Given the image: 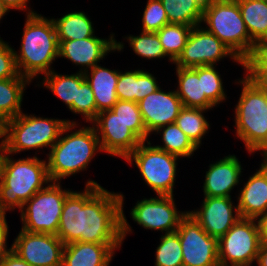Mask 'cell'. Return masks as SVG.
<instances>
[{
    "label": "cell",
    "mask_w": 267,
    "mask_h": 266,
    "mask_svg": "<svg viewBox=\"0 0 267 266\" xmlns=\"http://www.w3.org/2000/svg\"><path fill=\"white\" fill-rule=\"evenodd\" d=\"M4 152L0 166V213L21 209L36 192L51 182L47 161L37 156L11 158Z\"/></svg>",
    "instance_id": "3957f363"
},
{
    "label": "cell",
    "mask_w": 267,
    "mask_h": 266,
    "mask_svg": "<svg viewBox=\"0 0 267 266\" xmlns=\"http://www.w3.org/2000/svg\"><path fill=\"white\" fill-rule=\"evenodd\" d=\"M8 12H10V9L2 2V0H0V21Z\"/></svg>",
    "instance_id": "bcb514c9"
},
{
    "label": "cell",
    "mask_w": 267,
    "mask_h": 266,
    "mask_svg": "<svg viewBox=\"0 0 267 266\" xmlns=\"http://www.w3.org/2000/svg\"><path fill=\"white\" fill-rule=\"evenodd\" d=\"M242 67L250 80L258 82L267 74V39L254 43L250 55L242 62Z\"/></svg>",
    "instance_id": "d590c367"
},
{
    "label": "cell",
    "mask_w": 267,
    "mask_h": 266,
    "mask_svg": "<svg viewBox=\"0 0 267 266\" xmlns=\"http://www.w3.org/2000/svg\"><path fill=\"white\" fill-rule=\"evenodd\" d=\"M67 124H77V122L37 117L35 114L28 115L22 112L3 124L2 137L5 152L17 155L21 151L31 149L36 151L43 148L51 149Z\"/></svg>",
    "instance_id": "8992f818"
},
{
    "label": "cell",
    "mask_w": 267,
    "mask_h": 266,
    "mask_svg": "<svg viewBox=\"0 0 267 266\" xmlns=\"http://www.w3.org/2000/svg\"><path fill=\"white\" fill-rule=\"evenodd\" d=\"M256 264H258V266H267V246L261 245Z\"/></svg>",
    "instance_id": "f6af8a7d"
},
{
    "label": "cell",
    "mask_w": 267,
    "mask_h": 266,
    "mask_svg": "<svg viewBox=\"0 0 267 266\" xmlns=\"http://www.w3.org/2000/svg\"><path fill=\"white\" fill-rule=\"evenodd\" d=\"M242 91L235 106V136L248 153L260 152L267 145V93L246 75L238 79Z\"/></svg>",
    "instance_id": "5b68a950"
},
{
    "label": "cell",
    "mask_w": 267,
    "mask_h": 266,
    "mask_svg": "<svg viewBox=\"0 0 267 266\" xmlns=\"http://www.w3.org/2000/svg\"><path fill=\"white\" fill-rule=\"evenodd\" d=\"M261 245L267 246V212L260 215L257 219Z\"/></svg>",
    "instance_id": "ee69618b"
},
{
    "label": "cell",
    "mask_w": 267,
    "mask_h": 266,
    "mask_svg": "<svg viewBox=\"0 0 267 266\" xmlns=\"http://www.w3.org/2000/svg\"><path fill=\"white\" fill-rule=\"evenodd\" d=\"M242 18L249 33L250 39L255 43L267 39V1L263 0H236Z\"/></svg>",
    "instance_id": "83f0119b"
},
{
    "label": "cell",
    "mask_w": 267,
    "mask_h": 266,
    "mask_svg": "<svg viewBox=\"0 0 267 266\" xmlns=\"http://www.w3.org/2000/svg\"><path fill=\"white\" fill-rule=\"evenodd\" d=\"M73 114L83 116V121L92 123L97 117V107L90 84L85 80L79 88H77V102L68 108Z\"/></svg>",
    "instance_id": "74e56055"
},
{
    "label": "cell",
    "mask_w": 267,
    "mask_h": 266,
    "mask_svg": "<svg viewBox=\"0 0 267 266\" xmlns=\"http://www.w3.org/2000/svg\"><path fill=\"white\" fill-rule=\"evenodd\" d=\"M232 202L231 197L204 196L200 209L188 214L208 235L219 239L241 218L238 205Z\"/></svg>",
    "instance_id": "e0dca14e"
},
{
    "label": "cell",
    "mask_w": 267,
    "mask_h": 266,
    "mask_svg": "<svg viewBox=\"0 0 267 266\" xmlns=\"http://www.w3.org/2000/svg\"><path fill=\"white\" fill-rule=\"evenodd\" d=\"M169 23L197 26L201 24L207 0H160Z\"/></svg>",
    "instance_id": "f1b7e54d"
},
{
    "label": "cell",
    "mask_w": 267,
    "mask_h": 266,
    "mask_svg": "<svg viewBox=\"0 0 267 266\" xmlns=\"http://www.w3.org/2000/svg\"><path fill=\"white\" fill-rule=\"evenodd\" d=\"M20 51L14 49L21 76L31 82L39 75L53 71V62L59 58V42L52 18L34 13L26 15Z\"/></svg>",
    "instance_id": "7a4b0ae2"
},
{
    "label": "cell",
    "mask_w": 267,
    "mask_h": 266,
    "mask_svg": "<svg viewBox=\"0 0 267 266\" xmlns=\"http://www.w3.org/2000/svg\"><path fill=\"white\" fill-rule=\"evenodd\" d=\"M153 133H159L162 138L163 145H155L157 148L180 158H191L198 149L176 123L159 127Z\"/></svg>",
    "instance_id": "4dcf8cb0"
},
{
    "label": "cell",
    "mask_w": 267,
    "mask_h": 266,
    "mask_svg": "<svg viewBox=\"0 0 267 266\" xmlns=\"http://www.w3.org/2000/svg\"><path fill=\"white\" fill-rule=\"evenodd\" d=\"M114 254L108 244L75 241L65 244L62 266H110Z\"/></svg>",
    "instance_id": "44dd1931"
},
{
    "label": "cell",
    "mask_w": 267,
    "mask_h": 266,
    "mask_svg": "<svg viewBox=\"0 0 267 266\" xmlns=\"http://www.w3.org/2000/svg\"><path fill=\"white\" fill-rule=\"evenodd\" d=\"M214 34L243 62L251 53L254 42L242 18L236 0H207L201 24Z\"/></svg>",
    "instance_id": "52a82bcc"
},
{
    "label": "cell",
    "mask_w": 267,
    "mask_h": 266,
    "mask_svg": "<svg viewBox=\"0 0 267 266\" xmlns=\"http://www.w3.org/2000/svg\"><path fill=\"white\" fill-rule=\"evenodd\" d=\"M267 93V74L257 82Z\"/></svg>",
    "instance_id": "7dc6e473"
},
{
    "label": "cell",
    "mask_w": 267,
    "mask_h": 266,
    "mask_svg": "<svg viewBox=\"0 0 267 266\" xmlns=\"http://www.w3.org/2000/svg\"><path fill=\"white\" fill-rule=\"evenodd\" d=\"M261 247L256 219L240 218L218 239L219 264L253 265Z\"/></svg>",
    "instance_id": "30bf717a"
},
{
    "label": "cell",
    "mask_w": 267,
    "mask_h": 266,
    "mask_svg": "<svg viewBox=\"0 0 267 266\" xmlns=\"http://www.w3.org/2000/svg\"><path fill=\"white\" fill-rule=\"evenodd\" d=\"M4 152H5L4 140H1L0 141V166H1V160H2Z\"/></svg>",
    "instance_id": "c3c4849f"
},
{
    "label": "cell",
    "mask_w": 267,
    "mask_h": 266,
    "mask_svg": "<svg viewBox=\"0 0 267 266\" xmlns=\"http://www.w3.org/2000/svg\"><path fill=\"white\" fill-rule=\"evenodd\" d=\"M23 77L20 75L14 49L8 42L0 39V79Z\"/></svg>",
    "instance_id": "ab89813d"
},
{
    "label": "cell",
    "mask_w": 267,
    "mask_h": 266,
    "mask_svg": "<svg viewBox=\"0 0 267 266\" xmlns=\"http://www.w3.org/2000/svg\"><path fill=\"white\" fill-rule=\"evenodd\" d=\"M12 251L31 266H62L65 244L57 235L20 230Z\"/></svg>",
    "instance_id": "5bb4252c"
},
{
    "label": "cell",
    "mask_w": 267,
    "mask_h": 266,
    "mask_svg": "<svg viewBox=\"0 0 267 266\" xmlns=\"http://www.w3.org/2000/svg\"><path fill=\"white\" fill-rule=\"evenodd\" d=\"M242 66V62L214 34L200 25L192 27L187 43L174 61L176 67L195 68L215 65L224 58Z\"/></svg>",
    "instance_id": "8fae6325"
},
{
    "label": "cell",
    "mask_w": 267,
    "mask_h": 266,
    "mask_svg": "<svg viewBox=\"0 0 267 266\" xmlns=\"http://www.w3.org/2000/svg\"><path fill=\"white\" fill-rule=\"evenodd\" d=\"M178 78L177 95L183 107L209 110L215 106L206 98L202 86V66L195 68L175 67Z\"/></svg>",
    "instance_id": "603a6c76"
},
{
    "label": "cell",
    "mask_w": 267,
    "mask_h": 266,
    "mask_svg": "<svg viewBox=\"0 0 267 266\" xmlns=\"http://www.w3.org/2000/svg\"><path fill=\"white\" fill-rule=\"evenodd\" d=\"M91 125L98 136L102 153L125 160L142 143L112 110L99 112Z\"/></svg>",
    "instance_id": "9a60e30c"
},
{
    "label": "cell",
    "mask_w": 267,
    "mask_h": 266,
    "mask_svg": "<svg viewBox=\"0 0 267 266\" xmlns=\"http://www.w3.org/2000/svg\"><path fill=\"white\" fill-rule=\"evenodd\" d=\"M124 195L87 180L83 191L65 198L57 236L64 244L89 242L108 244L115 252L133 232L124 210Z\"/></svg>",
    "instance_id": "6da1fadb"
},
{
    "label": "cell",
    "mask_w": 267,
    "mask_h": 266,
    "mask_svg": "<svg viewBox=\"0 0 267 266\" xmlns=\"http://www.w3.org/2000/svg\"><path fill=\"white\" fill-rule=\"evenodd\" d=\"M219 266H251V265H223V264H219Z\"/></svg>",
    "instance_id": "816d5d0a"
},
{
    "label": "cell",
    "mask_w": 267,
    "mask_h": 266,
    "mask_svg": "<svg viewBox=\"0 0 267 266\" xmlns=\"http://www.w3.org/2000/svg\"><path fill=\"white\" fill-rule=\"evenodd\" d=\"M31 81L26 77L0 79V122L4 124L21 114L24 91Z\"/></svg>",
    "instance_id": "d4e9b609"
},
{
    "label": "cell",
    "mask_w": 267,
    "mask_h": 266,
    "mask_svg": "<svg viewBox=\"0 0 267 266\" xmlns=\"http://www.w3.org/2000/svg\"><path fill=\"white\" fill-rule=\"evenodd\" d=\"M215 65L202 66V86L206 98L217 106L226 100L225 88L223 86V79Z\"/></svg>",
    "instance_id": "8d00e7d4"
},
{
    "label": "cell",
    "mask_w": 267,
    "mask_h": 266,
    "mask_svg": "<svg viewBox=\"0 0 267 266\" xmlns=\"http://www.w3.org/2000/svg\"><path fill=\"white\" fill-rule=\"evenodd\" d=\"M183 266H219L218 238L208 235L195 219L187 214L178 229Z\"/></svg>",
    "instance_id": "7c38bea8"
},
{
    "label": "cell",
    "mask_w": 267,
    "mask_h": 266,
    "mask_svg": "<svg viewBox=\"0 0 267 266\" xmlns=\"http://www.w3.org/2000/svg\"><path fill=\"white\" fill-rule=\"evenodd\" d=\"M85 75L76 72L71 75L58 74L55 70L44 75V78L37 86H44L49 89L57 98L63 101L69 108L73 102H77V88L85 81Z\"/></svg>",
    "instance_id": "4316f807"
},
{
    "label": "cell",
    "mask_w": 267,
    "mask_h": 266,
    "mask_svg": "<svg viewBox=\"0 0 267 266\" xmlns=\"http://www.w3.org/2000/svg\"><path fill=\"white\" fill-rule=\"evenodd\" d=\"M240 189L237 205L241 218L257 219L267 212V162L262 161Z\"/></svg>",
    "instance_id": "ffe728a7"
},
{
    "label": "cell",
    "mask_w": 267,
    "mask_h": 266,
    "mask_svg": "<svg viewBox=\"0 0 267 266\" xmlns=\"http://www.w3.org/2000/svg\"><path fill=\"white\" fill-rule=\"evenodd\" d=\"M2 130H3V124L0 122V140H3Z\"/></svg>",
    "instance_id": "f907efd6"
},
{
    "label": "cell",
    "mask_w": 267,
    "mask_h": 266,
    "mask_svg": "<svg viewBox=\"0 0 267 266\" xmlns=\"http://www.w3.org/2000/svg\"><path fill=\"white\" fill-rule=\"evenodd\" d=\"M8 234L9 226L6 220V213H0V261L12 250V246H7Z\"/></svg>",
    "instance_id": "60d3db41"
},
{
    "label": "cell",
    "mask_w": 267,
    "mask_h": 266,
    "mask_svg": "<svg viewBox=\"0 0 267 266\" xmlns=\"http://www.w3.org/2000/svg\"><path fill=\"white\" fill-rule=\"evenodd\" d=\"M137 104L149 135L153 134L159 127L175 123L183 108L182 101L175 89L165 92L159 88Z\"/></svg>",
    "instance_id": "ac0fdd59"
},
{
    "label": "cell",
    "mask_w": 267,
    "mask_h": 266,
    "mask_svg": "<svg viewBox=\"0 0 267 266\" xmlns=\"http://www.w3.org/2000/svg\"><path fill=\"white\" fill-rule=\"evenodd\" d=\"M115 34L109 38L93 36L85 39L58 41L59 58L70 60L76 66H80L79 72L85 73L105 59L109 52H121L124 49L122 41L115 39Z\"/></svg>",
    "instance_id": "2e32d148"
},
{
    "label": "cell",
    "mask_w": 267,
    "mask_h": 266,
    "mask_svg": "<svg viewBox=\"0 0 267 266\" xmlns=\"http://www.w3.org/2000/svg\"><path fill=\"white\" fill-rule=\"evenodd\" d=\"M58 41L85 39L95 36L93 23L84 11H72L60 18H52Z\"/></svg>",
    "instance_id": "484cf974"
},
{
    "label": "cell",
    "mask_w": 267,
    "mask_h": 266,
    "mask_svg": "<svg viewBox=\"0 0 267 266\" xmlns=\"http://www.w3.org/2000/svg\"><path fill=\"white\" fill-rule=\"evenodd\" d=\"M188 211H179L176 207L174 195H157L143 198L131 208L130 215L137 225L146 230L161 231L162 233L176 232L181 220Z\"/></svg>",
    "instance_id": "4fadbf2b"
},
{
    "label": "cell",
    "mask_w": 267,
    "mask_h": 266,
    "mask_svg": "<svg viewBox=\"0 0 267 266\" xmlns=\"http://www.w3.org/2000/svg\"><path fill=\"white\" fill-rule=\"evenodd\" d=\"M124 39L128 40L129 46L135 55L147 60H157L168 57L169 61H174L166 54L156 32H141L140 35H128Z\"/></svg>",
    "instance_id": "d6a6232c"
},
{
    "label": "cell",
    "mask_w": 267,
    "mask_h": 266,
    "mask_svg": "<svg viewBox=\"0 0 267 266\" xmlns=\"http://www.w3.org/2000/svg\"><path fill=\"white\" fill-rule=\"evenodd\" d=\"M30 0H2V2L10 9L15 11H25L27 12L26 15H30V14H34L37 13L35 11H33L32 9L30 10V8H28L27 3Z\"/></svg>",
    "instance_id": "7bdbcfd3"
},
{
    "label": "cell",
    "mask_w": 267,
    "mask_h": 266,
    "mask_svg": "<svg viewBox=\"0 0 267 266\" xmlns=\"http://www.w3.org/2000/svg\"><path fill=\"white\" fill-rule=\"evenodd\" d=\"M192 26L169 23L156 33L166 54L175 61L187 43Z\"/></svg>",
    "instance_id": "1f68e13d"
},
{
    "label": "cell",
    "mask_w": 267,
    "mask_h": 266,
    "mask_svg": "<svg viewBox=\"0 0 267 266\" xmlns=\"http://www.w3.org/2000/svg\"><path fill=\"white\" fill-rule=\"evenodd\" d=\"M0 266H31L12 250L0 261Z\"/></svg>",
    "instance_id": "b9f144b4"
},
{
    "label": "cell",
    "mask_w": 267,
    "mask_h": 266,
    "mask_svg": "<svg viewBox=\"0 0 267 266\" xmlns=\"http://www.w3.org/2000/svg\"><path fill=\"white\" fill-rule=\"evenodd\" d=\"M84 75L93 90L97 114L104 110H110L118 101L116 87L119 70H111L98 64L86 71Z\"/></svg>",
    "instance_id": "7402d4cb"
},
{
    "label": "cell",
    "mask_w": 267,
    "mask_h": 266,
    "mask_svg": "<svg viewBox=\"0 0 267 266\" xmlns=\"http://www.w3.org/2000/svg\"><path fill=\"white\" fill-rule=\"evenodd\" d=\"M60 185L50 182L23 204L19 210L22 230L57 235L65 198L72 191Z\"/></svg>",
    "instance_id": "ba28073f"
},
{
    "label": "cell",
    "mask_w": 267,
    "mask_h": 266,
    "mask_svg": "<svg viewBox=\"0 0 267 266\" xmlns=\"http://www.w3.org/2000/svg\"><path fill=\"white\" fill-rule=\"evenodd\" d=\"M155 266H183L181 241L177 232L161 235L156 248Z\"/></svg>",
    "instance_id": "e575fe53"
},
{
    "label": "cell",
    "mask_w": 267,
    "mask_h": 266,
    "mask_svg": "<svg viewBox=\"0 0 267 266\" xmlns=\"http://www.w3.org/2000/svg\"><path fill=\"white\" fill-rule=\"evenodd\" d=\"M238 158L232 154L209 165L203 183L204 196L231 197V191L240 184L243 167Z\"/></svg>",
    "instance_id": "d6986e66"
},
{
    "label": "cell",
    "mask_w": 267,
    "mask_h": 266,
    "mask_svg": "<svg viewBox=\"0 0 267 266\" xmlns=\"http://www.w3.org/2000/svg\"><path fill=\"white\" fill-rule=\"evenodd\" d=\"M262 154V161L267 162V145L260 151V155Z\"/></svg>",
    "instance_id": "681fc988"
},
{
    "label": "cell",
    "mask_w": 267,
    "mask_h": 266,
    "mask_svg": "<svg viewBox=\"0 0 267 266\" xmlns=\"http://www.w3.org/2000/svg\"><path fill=\"white\" fill-rule=\"evenodd\" d=\"M169 24L166 11L160 0H147L142 15V32H157Z\"/></svg>",
    "instance_id": "f35d334b"
},
{
    "label": "cell",
    "mask_w": 267,
    "mask_h": 266,
    "mask_svg": "<svg viewBox=\"0 0 267 266\" xmlns=\"http://www.w3.org/2000/svg\"><path fill=\"white\" fill-rule=\"evenodd\" d=\"M151 144L149 140L143 141L125 162L129 165L135 163L145 184L155 191L156 195L173 196L177 161L180 157Z\"/></svg>",
    "instance_id": "9c48e42d"
},
{
    "label": "cell",
    "mask_w": 267,
    "mask_h": 266,
    "mask_svg": "<svg viewBox=\"0 0 267 266\" xmlns=\"http://www.w3.org/2000/svg\"><path fill=\"white\" fill-rule=\"evenodd\" d=\"M208 110L203 108L183 107L176 118L175 123L187 135L192 143L199 149L202 138L211 128L204 113Z\"/></svg>",
    "instance_id": "f546056e"
},
{
    "label": "cell",
    "mask_w": 267,
    "mask_h": 266,
    "mask_svg": "<svg viewBox=\"0 0 267 266\" xmlns=\"http://www.w3.org/2000/svg\"><path fill=\"white\" fill-rule=\"evenodd\" d=\"M143 142L150 136L145 128L138 104L133 101L118 100L110 109Z\"/></svg>",
    "instance_id": "836d02e7"
},
{
    "label": "cell",
    "mask_w": 267,
    "mask_h": 266,
    "mask_svg": "<svg viewBox=\"0 0 267 266\" xmlns=\"http://www.w3.org/2000/svg\"><path fill=\"white\" fill-rule=\"evenodd\" d=\"M156 79L157 77L153 74L142 69L125 71L124 73L119 70L116 87L118 100L138 103L160 88Z\"/></svg>",
    "instance_id": "cb8c5ba5"
},
{
    "label": "cell",
    "mask_w": 267,
    "mask_h": 266,
    "mask_svg": "<svg viewBox=\"0 0 267 266\" xmlns=\"http://www.w3.org/2000/svg\"><path fill=\"white\" fill-rule=\"evenodd\" d=\"M78 126V123L67 124L47 154L51 182L61 183V179L84 171L96 153L102 152L94 127L90 124L75 129Z\"/></svg>",
    "instance_id": "277c9868"
}]
</instances>
